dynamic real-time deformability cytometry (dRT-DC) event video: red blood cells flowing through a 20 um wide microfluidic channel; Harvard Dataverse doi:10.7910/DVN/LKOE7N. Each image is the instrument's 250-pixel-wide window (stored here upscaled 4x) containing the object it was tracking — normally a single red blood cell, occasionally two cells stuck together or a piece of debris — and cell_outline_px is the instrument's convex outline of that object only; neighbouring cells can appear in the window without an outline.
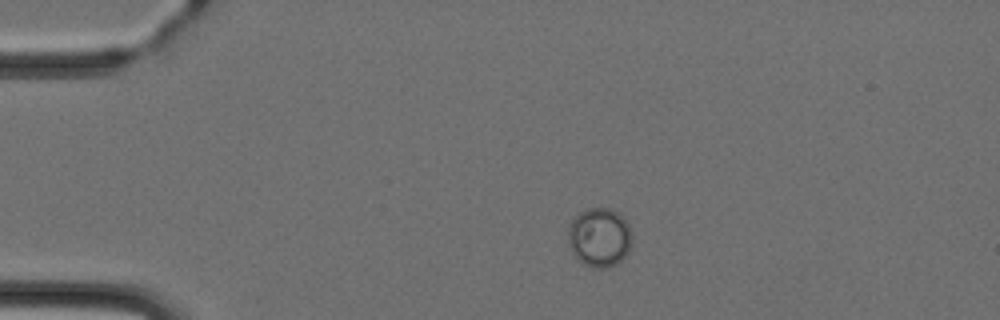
{"species": "Egyptian fruit bat (a non-hibernating species)", "species_latin": "Rousettus aegyptiacus", "temperature_condition": "cold", "stored_images_in_passage": 3, "camera_frame_rate_fps": 3000, "um_per_image_px": 0.085, "animal": {"sex": "female"}, "frame": {"image": 1, "passage_image": 2, "time_ms": 1.0, "image_size_px": [1000, 320], "cell_outline_px": [[632, 244], [628, 252], [616, 264], [604, 268], [592, 268], [584, 264], [572, 252], [568, 244], [568, 228], [572, 220], [580, 212], [588, 208], [612, 208], [620, 212], [628, 224], [632, 232]], "centroid_in_image_um": [50.97, 20.16], "position_along_channel_um": 34.0, "area_um2": 22.25}}